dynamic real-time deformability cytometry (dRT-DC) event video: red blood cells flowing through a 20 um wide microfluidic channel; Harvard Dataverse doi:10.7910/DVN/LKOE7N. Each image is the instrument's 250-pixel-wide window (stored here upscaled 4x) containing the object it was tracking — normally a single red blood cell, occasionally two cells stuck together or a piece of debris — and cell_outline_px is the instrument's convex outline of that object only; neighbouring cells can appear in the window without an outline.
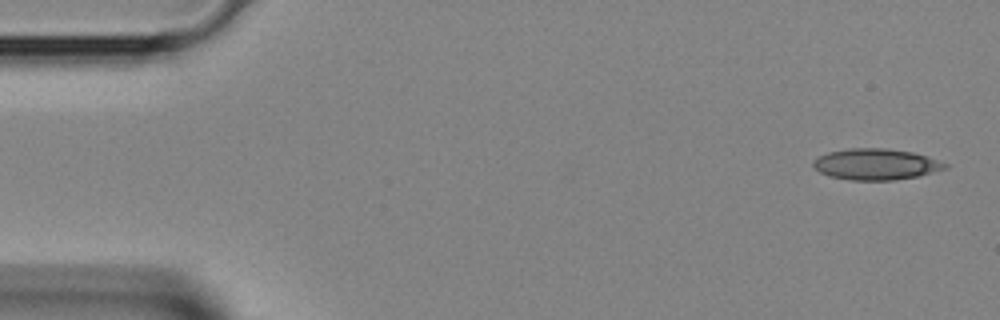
{"species": "Egyptian fruit bat (a non-hibernating species)", "species_latin": "Rousettus aegyptiacus", "temperature_condition": "room temperature", "stored_images_in_passage": 4, "camera_frame_rate_fps": 3000, "um_per_image_px": 0.085, "animal": {"sex": "female"}, "frame": {"image": 1, "passage_image": 1, "time_ms": 0.0, "image_size_px": [1000, 320], "cell_outline_px": [[948, 168], [916, 176], [896, 180], [848, 180], [828, 176], [820, 172], [812, 164], [812, 160], [816, 156], [828, 152], [848, 148], [884, 148], [912, 152], [948, 164]], "centroid_in_image_um": [74.38, 13.96], "position_along_channel_um": 10.6, "area_um2": 23.87}}
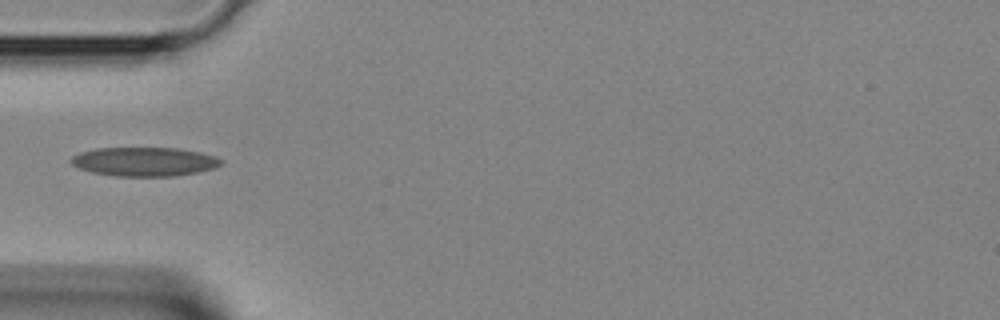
{"frame": {"image": 2, "passage_image": 4, "time_ms": 1.0, "image_size_px": [1000, 320], "cell_outline_px": [[224, 160], [220, 164], [212, 168], [196, 172], [172, 176], [116, 176], [92, 172], [80, 168], [72, 164], [68, 160], [72, 156], [80, 152], [96, 148], [176, 148], [200, 152], [216, 156]], "centroid_in_image_um": [12.24, 13.73], "position_along_channel_um": 72.8, "area_um2": 25.2}}